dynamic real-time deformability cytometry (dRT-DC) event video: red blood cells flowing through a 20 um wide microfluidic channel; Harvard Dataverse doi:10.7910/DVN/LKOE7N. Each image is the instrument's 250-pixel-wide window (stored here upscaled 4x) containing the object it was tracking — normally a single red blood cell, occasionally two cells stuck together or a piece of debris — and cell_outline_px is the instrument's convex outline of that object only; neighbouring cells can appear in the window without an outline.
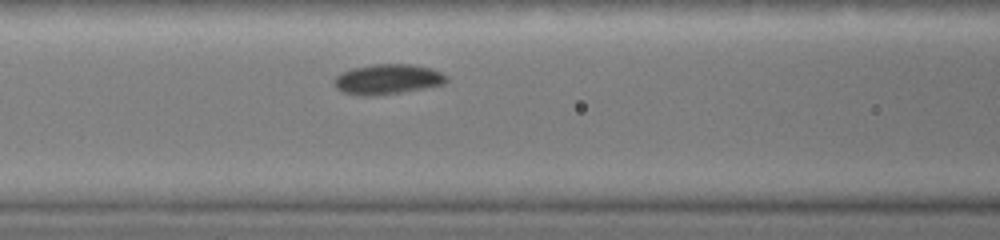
{"species": "common noctule bat (a hibernating species)", "species_latin": "Nyctalus noctula", "temperature_condition": "warm", "stored_images_in_passage": 15, "camera_frame_rate_fps": 3000, "um_per_image_px": 0.085, "animal": {"sex": "female", "body_mass_g": 19.0, "forearm_length_mm": 51.5}, "frame": {"image": 1, "passage_image": 6, "time_ms": 1.667, "image_size_px": [1000, 240], "cell_outline_px": [[448, 80], [444, 84], [424, 88], [376, 96], [360, 96], [344, 92], [336, 88], [332, 80], [336, 76], [352, 68], [376, 64], [412, 64], [432, 68], [444, 72], [448, 76]], "centroid_in_image_um": [32.98, 6.73], "position_along_channel_um": 133.6, "area_um2": 19.88}}
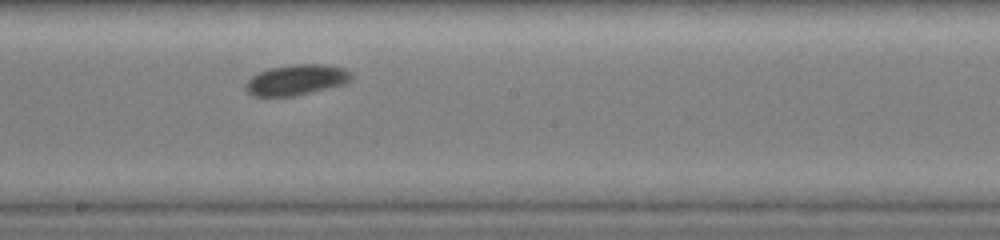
{"frame": {"image": 2, "passage_image": 11, "time_ms": 3.333, "image_size_px": [1000, 240], "cell_outline_px": [[352, 80], [348, 84], [296, 96], [252, 96], [244, 88], [244, 84], [252, 76], [268, 68], [288, 64], [328, 64], [344, 68], [352, 76]], "centroid_in_image_um": [25.22, 6.79], "position_along_channel_um": 223.0, "area_um2": 19.25}}
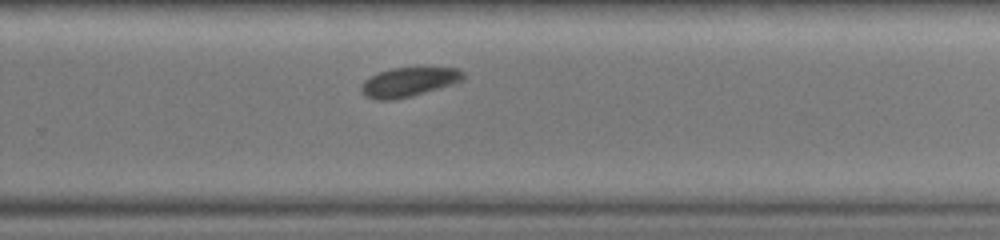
{"frame": {"image": 3, "passage_image": 14, "time_ms": 4.667, "image_size_px": [1000, 240], "cell_outline_px": [[468, 76], [464, 80], [452, 84], [412, 96], [396, 100], [380, 100], [364, 96], [364, 80], [380, 72], [392, 68], [460, 68]], "centroid_in_image_um": [34.83, 6.97], "position_along_channel_um": 295.0, "area_um2": 17.17}}